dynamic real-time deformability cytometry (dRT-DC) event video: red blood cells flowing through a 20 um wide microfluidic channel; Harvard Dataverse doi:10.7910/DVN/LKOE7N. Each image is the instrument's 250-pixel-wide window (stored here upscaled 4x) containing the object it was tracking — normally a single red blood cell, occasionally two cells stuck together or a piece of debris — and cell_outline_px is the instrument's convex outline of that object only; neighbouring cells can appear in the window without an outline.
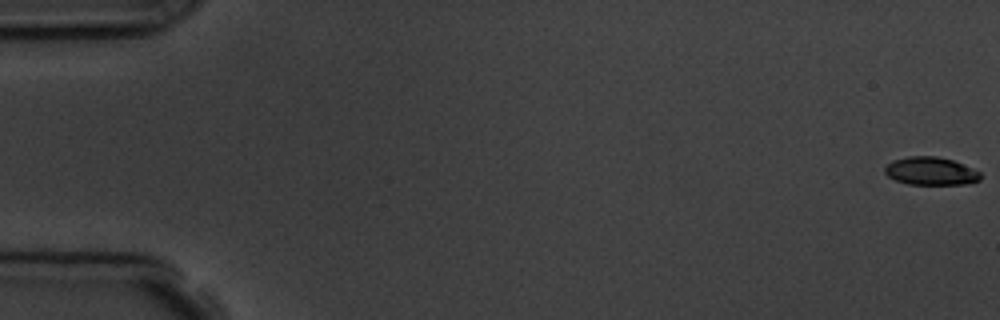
{"species": "common noctule bat (a hibernating species)", "species_latin": "Nyctalus noctula", "temperature_condition": "room temperature", "stored_images_in_passage": 5, "camera_frame_rate_fps": 3000, "um_per_image_px": 0.085, "animal": {"sex": "male", "body_mass_g": 19.5, "forearm_length_mm": 54.6}, "frame": {"image": 1, "passage_image": 1, "time_ms": 0.0, "image_size_px": [1000, 320], "cell_outline_px": [[980, 180], [968, 184], [908, 184], [896, 180], [888, 176], [884, 172], [884, 168], [892, 160], [908, 156], [936, 156], [952, 160], [972, 168], [980, 172]], "centroid_in_image_um": [79.1, 14.54], "position_along_channel_um": 5.9, "area_um2": 15.55}}
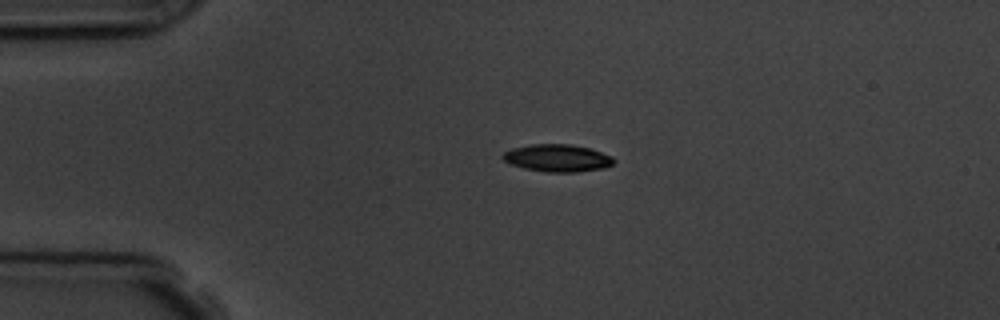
{"frame": {"image": 2, "passage_image": 4, "time_ms": 4.0, "image_size_px": [1000, 320], "cell_outline_px": [[616, 160], [612, 164], [604, 168], [576, 172], [544, 172], [524, 168], [512, 164], [504, 160], [500, 156], [504, 152], [512, 148], [532, 144], [572, 144], [588, 148], [612, 156]], "centroid_in_image_um": [47.37, 13.43], "position_along_channel_um": 37.6, "area_um2": 17.69}}